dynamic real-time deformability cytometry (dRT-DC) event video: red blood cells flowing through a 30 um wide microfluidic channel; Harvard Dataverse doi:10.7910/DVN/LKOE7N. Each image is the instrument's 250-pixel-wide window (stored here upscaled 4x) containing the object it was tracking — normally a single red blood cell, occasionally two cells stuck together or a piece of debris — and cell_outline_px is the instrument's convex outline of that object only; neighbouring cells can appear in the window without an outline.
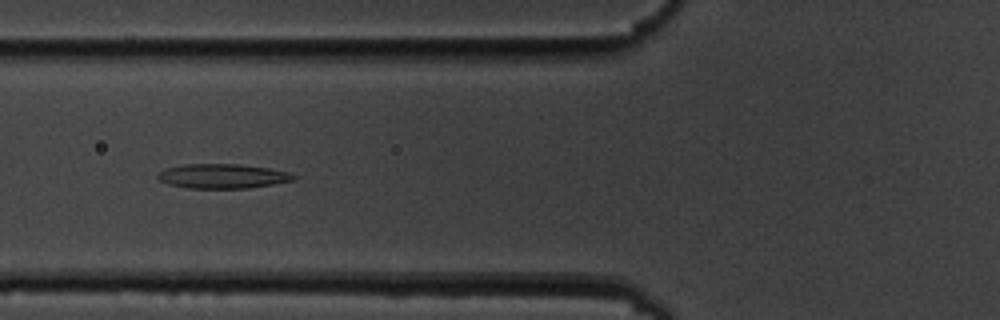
{"species": "common noctule bat (a hibernating species)", "species_latin": "Nyctalus noctula", "temperature_condition": "cold", "stored_images_in_passage": 10, "camera_frame_rate_fps": 3000, "um_per_image_px": 0.085, "animal": {"sex": "male", "body_mass_g": 19.5, "forearm_length_mm": 54.6}, "frame": {"image": 1, "passage_image": 7, "time_ms": 7.0, "image_size_px": [1000, 320], "cell_outline_px": [[296, 180], [248, 188], [188, 188], [168, 184], [160, 180], [156, 176], [160, 172], [168, 168], [184, 164], [240, 164], [268, 168], [288, 172], [296, 176]], "centroid_in_image_um": [18.93, 14.97], "position_along_channel_um": 106.9, "area_um2": 19.25}}
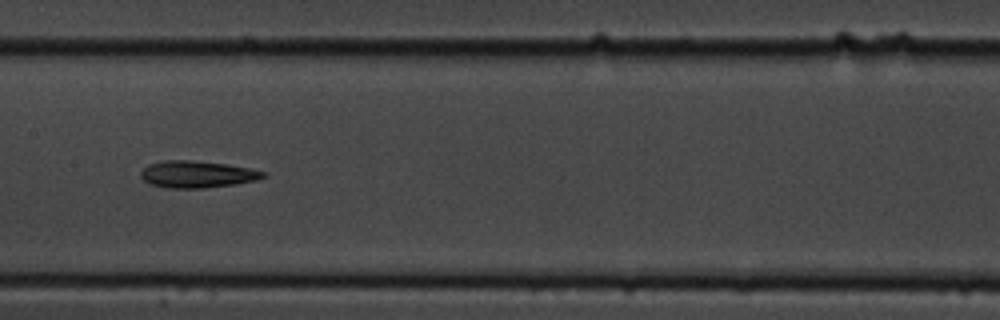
{"frame": {"image": 2, "passage_image": 9, "time_ms": 9.333, "image_size_px": [1000, 320], "cell_outline_px": [[268, 176], [256, 180], [236, 184], [204, 188], [164, 188], [148, 184], [140, 176], [140, 172], [148, 164], [164, 160], [192, 160], [228, 164], [268, 172]], "centroid_in_image_um": [16.76, 14.82], "position_along_channel_um": 190.6, "area_um2": 19.48}}
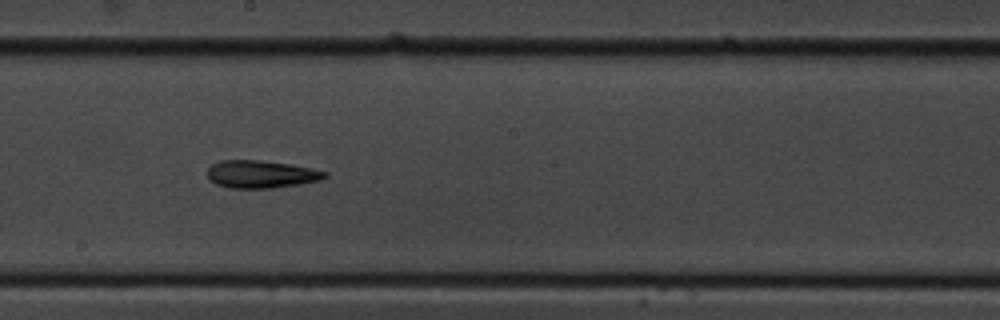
{"frame": {"image": 3, "passage_image": 10, "time_ms": 10.333, "image_size_px": [1000, 320], "cell_outline_px": [[328, 176], [320, 180], [272, 188], [228, 188], [216, 184], [208, 180], [208, 168], [212, 164], [220, 160], [260, 160], [288, 164], [328, 172]], "centroid_in_image_um": [22.13, 14.81], "position_along_channel_um": 226.1, "area_um2": 18.79}}